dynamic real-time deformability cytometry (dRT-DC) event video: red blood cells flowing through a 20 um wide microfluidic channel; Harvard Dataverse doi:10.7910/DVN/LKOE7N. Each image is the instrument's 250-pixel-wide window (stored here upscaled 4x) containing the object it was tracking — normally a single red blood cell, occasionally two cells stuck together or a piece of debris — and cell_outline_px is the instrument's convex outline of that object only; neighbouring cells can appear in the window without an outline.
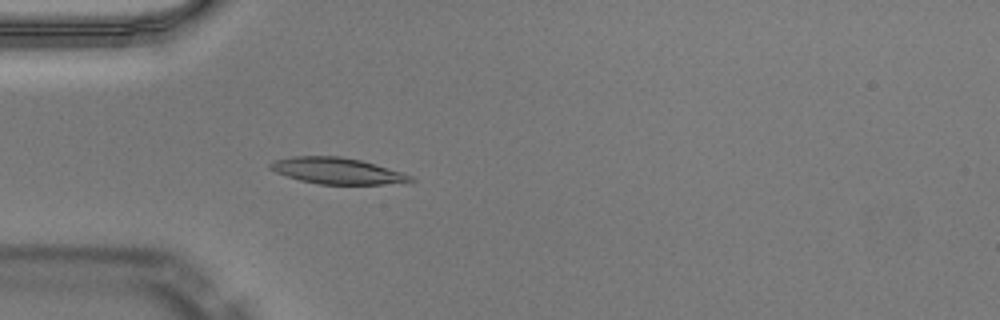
{"species": "Egyptian fruit bat (a non-hibernating species)", "species_latin": "Rousettus aegyptiacus", "temperature_condition": "warm", "stored_images_in_passage": 50, "camera_frame_rate_fps": 3000, "um_per_image_px": 0.085, "animal": {"sex": "male"}, "frame": {"image": 1, "passage_image": 15, "time_ms": 4.667, "image_size_px": [1000, 320], "cell_outline_px": [[416, 180], [384, 184], [320, 184], [300, 180], [276, 172], [268, 168], [268, 164], [276, 160], [292, 156], [340, 156], [360, 160], [376, 164], [412, 176]], "centroid_in_image_um": [28.62, 14.51], "position_along_channel_um": 56.4, "area_um2": 21.15}}
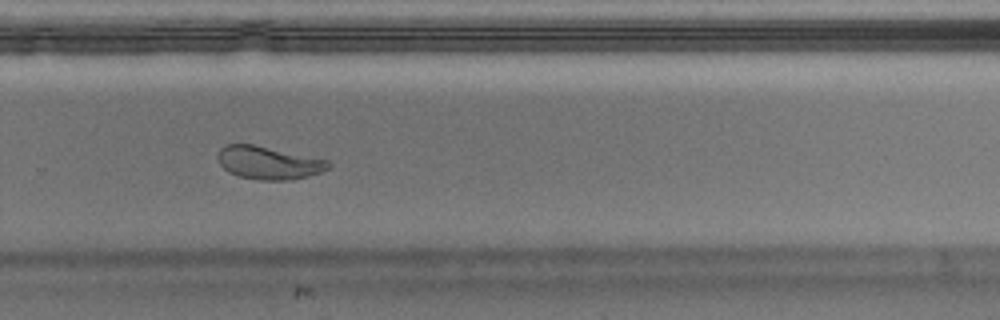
{"frame": {"image": 2, "passage_image": 34, "time_ms": 11.0, "image_size_px": [1000, 320], "cell_outline_px": [[332, 168], [308, 176], [292, 180], [260, 180], [240, 176], [228, 172], [220, 164], [216, 156], [220, 148], [224, 144], [252, 144], [328, 160], [332, 164]], "centroid_in_image_um": [22.83, 13.84], "position_along_channel_um": 307.0, "area_um2": 21.27}}
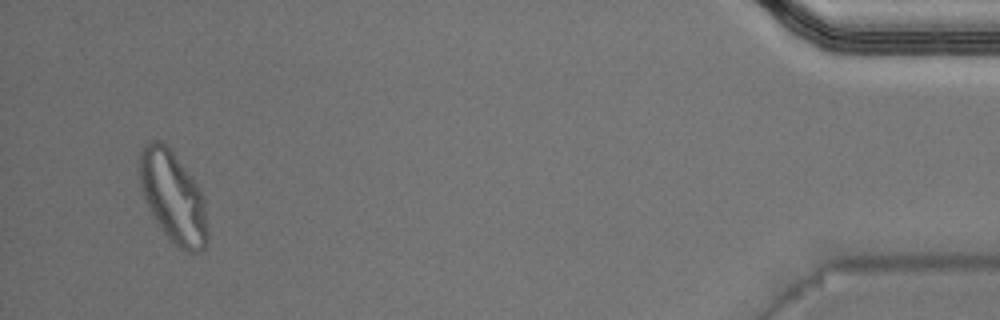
{"frame": {"image": 3, "passage_image": 48, "time_ms": 15.667, "image_size_px": [1000, 320], "cell_outline_px": [[208, 240], [204, 248], [196, 252], [188, 252], [180, 248], [160, 228], [148, 208], [140, 184], [136, 168], [140, 152], [144, 144], [152, 140], [160, 140], [172, 152], [200, 188], [204, 200], [208, 232]], "centroid_in_image_um": [14.68, 16.73], "position_along_channel_um": 420.5, "area_um2": 36.13}, "authors_computed_cell_mechanics": {"area_um2": 21.1259, "velocity_mm_per_s": 4.0406, "shape_relaxation_time_tau1_ms": null, "shape_relaxation_time_tau2_ms": 1.5494, "deformation_change_tau1": null, "deformation_change_tau2": 0.0671}}